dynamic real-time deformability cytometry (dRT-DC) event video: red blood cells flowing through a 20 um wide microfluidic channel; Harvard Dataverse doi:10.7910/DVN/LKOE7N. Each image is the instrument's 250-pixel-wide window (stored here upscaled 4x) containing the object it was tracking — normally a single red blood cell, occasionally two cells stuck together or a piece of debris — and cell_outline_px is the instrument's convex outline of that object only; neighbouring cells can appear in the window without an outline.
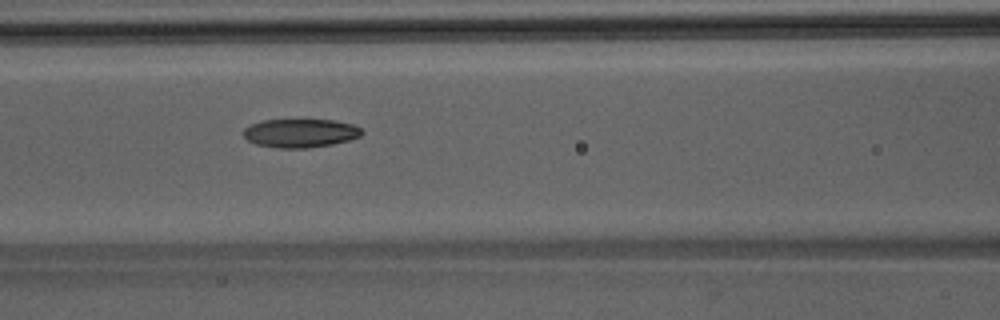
{"species": "Egyptian fruit bat (a non-hibernating species)", "species_latin": "Rousettus aegyptiacus", "temperature_condition": "room temperature", "stored_images_in_passage": 49, "camera_frame_rate_fps": 3000, "um_per_image_px": 0.085, "animal": {"sex": "male"}, "frame": {"image": 1, "passage_image": 22, "time_ms": 7.0, "image_size_px": [1000, 320], "cell_outline_px": [[364, 132], [360, 136], [348, 140], [332, 144], [308, 148], [280, 148], [256, 144], [248, 140], [244, 136], [244, 128], [252, 124], [264, 120], [336, 120], [352, 124], [360, 128]], "centroid_in_image_um": [25.55, 11.31], "position_along_channel_um": 141.1, "area_um2": 19.59}}
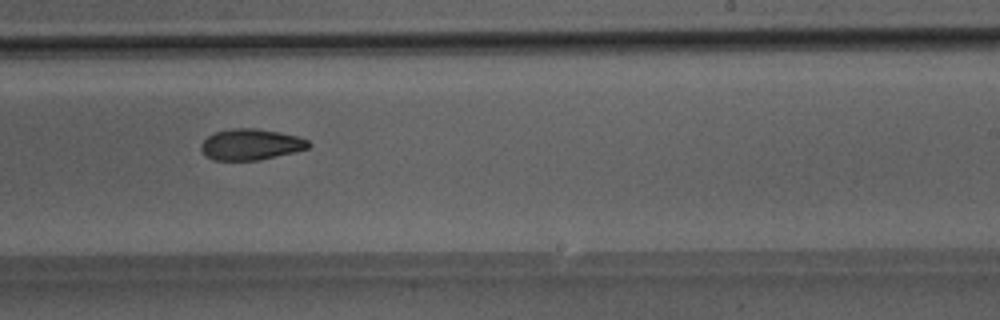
{"frame": {"image": 2, "passage_image": 31, "time_ms": 10.0, "image_size_px": [1000, 320], "cell_outline_px": [[312, 144], [308, 148], [296, 152], [260, 160], [212, 160], [204, 156], [200, 148], [200, 144], [208, 136], [216, 132], [232, 128], [256, 128], [280, 132], [296, 136], [308, 140]], "centroid_in_image_um": [21.31, 12.28], "position_along_channel_um": 267.7, "area_um2": 19.65}}
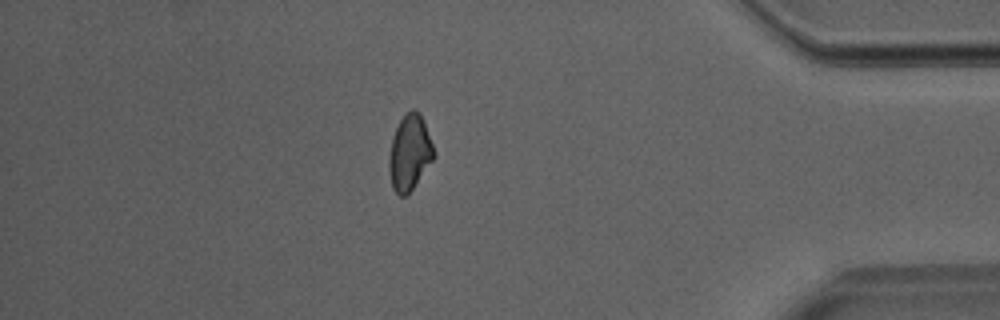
{"frame": {"image": 3, "passage_image": 43, "time_ms": 14.0, "image_size_px": [1000, 320], "cell_outline_px": [[432, 160], [408, 196], [400, 196], [392, 188], [388, 168], [388, 160], [392, 136], [400, 120], [412, 108], [416, 108], [420, 112], [424, 120], [432, 144]], "centroid_in_image_um": [34.78, 12.98], "position_along_channel_um": 400.4, "area_um2": 19.59}}